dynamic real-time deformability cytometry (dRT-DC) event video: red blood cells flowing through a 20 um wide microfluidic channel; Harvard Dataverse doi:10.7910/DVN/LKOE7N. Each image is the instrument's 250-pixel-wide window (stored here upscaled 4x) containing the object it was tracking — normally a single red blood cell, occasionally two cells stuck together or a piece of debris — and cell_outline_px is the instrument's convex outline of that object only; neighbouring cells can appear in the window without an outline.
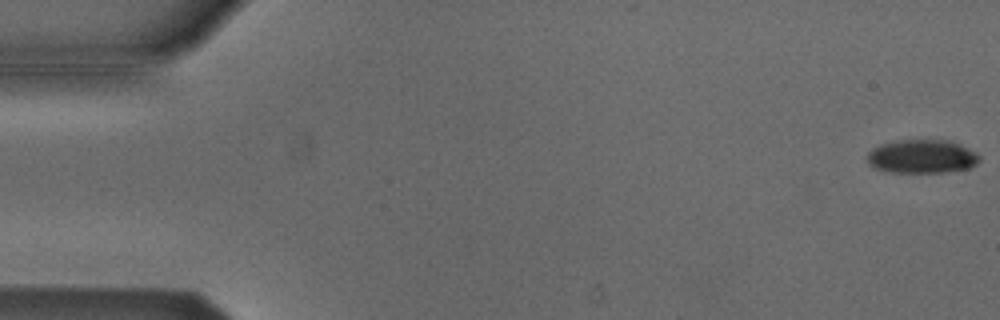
{"species": "Egyptian fruit bat (a non-hibernating species)", "species_latin": "Rousettus aegyptiacus", "temperature_condition": "cold", "stored_images_in_passage": 54, "camera_frame_rate_fps": 3000, "um_per_image_px": 0.085, "animal": {"sex": "male"}, "frame": {"image": 1, "passage_image": 1, "time_ms": 0.0, "image_size_px": [1000, 320], "cell_outline_px": [[980, 160], [976, 164], [968, 168], [944, 172], [892, 172], [876, 168], [868, 164], [868, 152], [872, 148], [884, 144], [900, 140], [948, 140], [976, 152], [980, 156]], "centroid_in_image_um": [78.37, 13.3], "position_along_channel_um": 6.6, "area_um2": 21.68}}
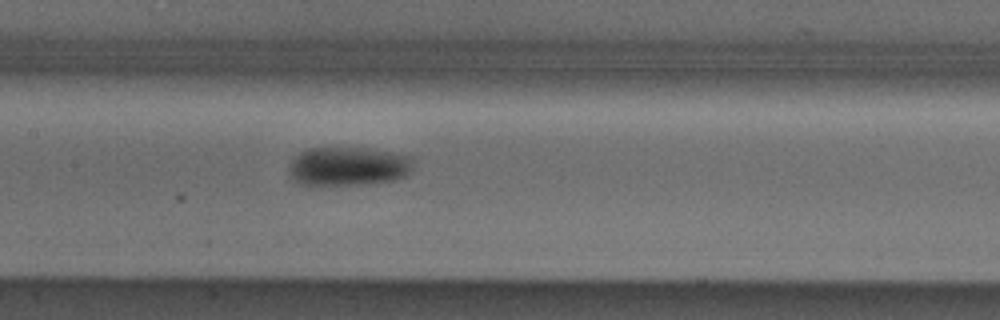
{"frame": {"image": 2, "passage_image": 26, "time_ms": 8.333, "image_size_px": [1000, 320], "cell_outline_px": [[412, 168], [408, 176], [396, 180], [364, 184], [316, 188], [308, 188], [292, 180], [288, 176], [288, 168], [292, 160], [300, 152], [308, 148], [368, 148], [412, 156]], "centroid_in_image_um": [29.53, 14.19], "position_along_channel_um": 177.9, "area_um2": 29.36}}
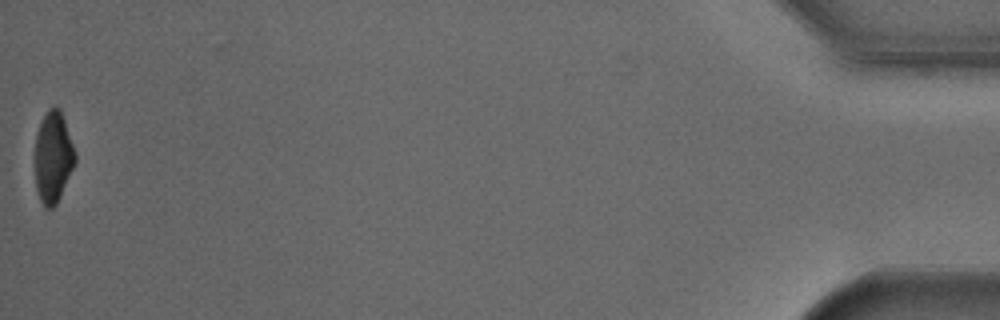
{"frame": {"image": 3, "passage_image": 54, "time_ms": 17.667, "image_size_px": [1000, 320], "cell_outline_px": [[76, 160], [60, 196], [56, 204], [52, 208], [44, 208], [40, 200], [36, 188], [36, 132], [48, 108], [52, 104], [56, 104], [60, 108], [76, 156]], "centroid_in_image_um": [4.51, 13.33], "position_along_channel_um": 430.7, "area_um2": 21.04}, "authors_computed_cell_mechanics": {"area_um2": 25.1719, "velocity_mm_per_s": 3.8193, "shape_relaxation_time_tau1_ms": 3.4345, "shape_relaxation_time_tau2_ms": null, "deformation_change_tau1": 0.1265, "deformation_change_tau2": null}}